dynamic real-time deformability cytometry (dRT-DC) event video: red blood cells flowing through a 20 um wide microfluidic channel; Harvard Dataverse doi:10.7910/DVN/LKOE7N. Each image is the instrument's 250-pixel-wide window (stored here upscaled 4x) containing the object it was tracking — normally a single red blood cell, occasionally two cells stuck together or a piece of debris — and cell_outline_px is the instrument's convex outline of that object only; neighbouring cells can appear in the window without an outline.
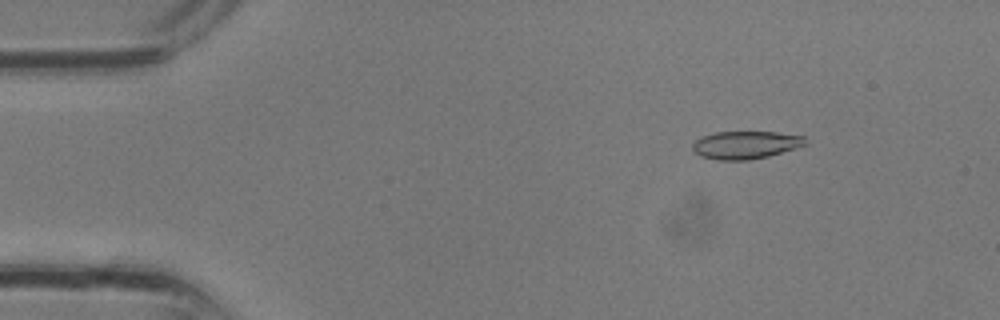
{"species": "common noctule bat (a hibernating species)", "species_latin": "Nyctalus noctula", "temperature_condition": "room temperature", "stored_images_in_passage": 29, "camera_frame_rate_fps": 3000, "um_per_image_px": 0.085, "animal": {"sex": "male", "body_mass_g": 13.3}, "frame": {"image": 1, "passage_image": 1, "time_ms": 0.0, "image_size_px": [1000, 320], "cell_outline_px": [[808, 144], [768, 156], [748, 160], [716, 160], [700, 156], [692, 152], [692, 144], [700, 136], [716, 132], [776, 132], [804, 136]], "centroid_in_image_um": [63.33, 12.32], "position_along_channel_um": 21.7, "area_um2": 18.38}}
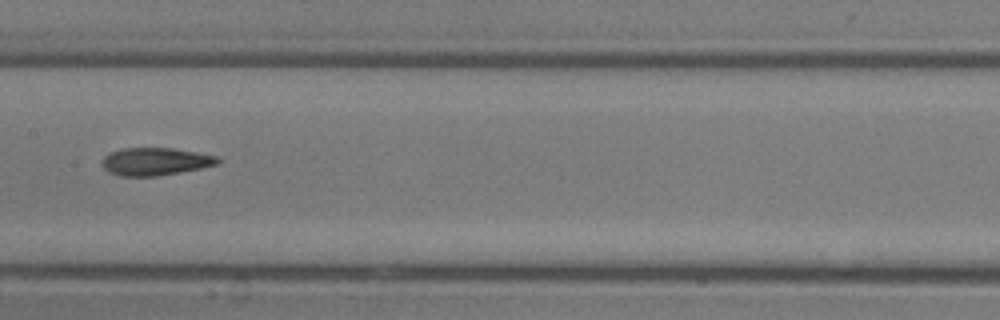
{"frame": {"image": 2, "passage_image": 13, "time_ms": 4.0, "image_size_px": [1000, 320], "cell_outline_px": [[224, 160], [220, 164], [180, 172], [156, 176], [120, 176], [108, 172], [100, 164], [104, 156], [108, 152], [120, 148], [172, 148], [196, 152], [216, 156]], "centroid_in_image_um": [13.19, 13.72], "position_along_channel_um": 194.2, "area_um2": 18.9}}
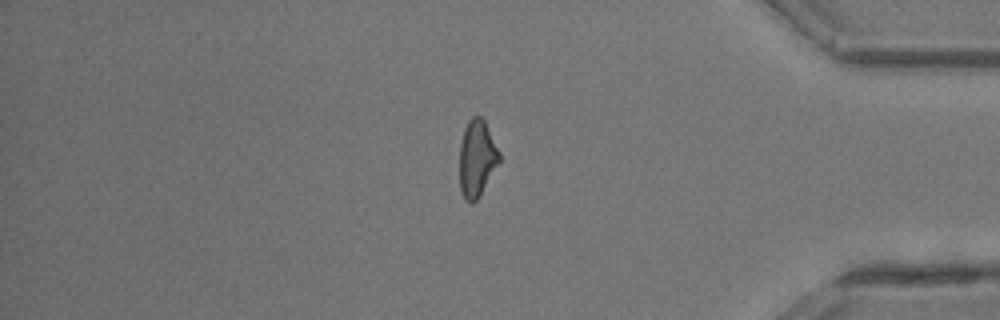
{"frame": {"image": 3, "passage_image": 24, "time_ms": 7.667, "image_size_px": [1000, 320], "cell_outline_px": [[500, 160], [480, 196], [472, 204], [464, 196], [460, 188], [460, 144], [464, 128], [468, 120], [472, 116], [480, 116], [484, 120], [500, 152]], "centroid_in_image_um": [40.54, 13.44], "position_along_channel_um": 394.7, "area_um2": 17.63}}